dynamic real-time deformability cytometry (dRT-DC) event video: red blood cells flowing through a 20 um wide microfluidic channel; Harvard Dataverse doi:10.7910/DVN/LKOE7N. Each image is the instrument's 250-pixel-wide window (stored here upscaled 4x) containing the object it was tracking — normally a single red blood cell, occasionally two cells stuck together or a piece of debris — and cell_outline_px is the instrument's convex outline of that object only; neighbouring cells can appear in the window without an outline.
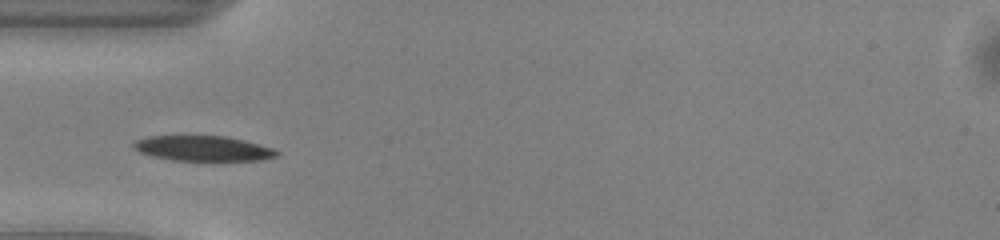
{"species": "common noctule bat (a hibernating species)", "species_latin": "Nyctalus noctula", "temperature_condition": "warm", "stored_images_in_passage": 36, "camera_frame_rate_fps": 3000, "um_per_image_px": 0.085, "animal": {"sex": "male", "body_mass_g": 13.0, "forearm_length_mm": 53.1}, "frame": {"image": 1, "passage_image": 2, "time_ms": 0.333, "image_size_px": [1000, 240], "cell_outline_px": [[280, 156], [260, 160], [172, 160], [152, 156], [140, 152], [132, 148], [132, 144], [136, 140], [148, 136], [228, 136], [244, 140], [272, 148], [280, 152]], "centroid_in_image_um": [17.26, 12.61], "position_along_channel_um": 67.7, "area_um2": 20.98}}
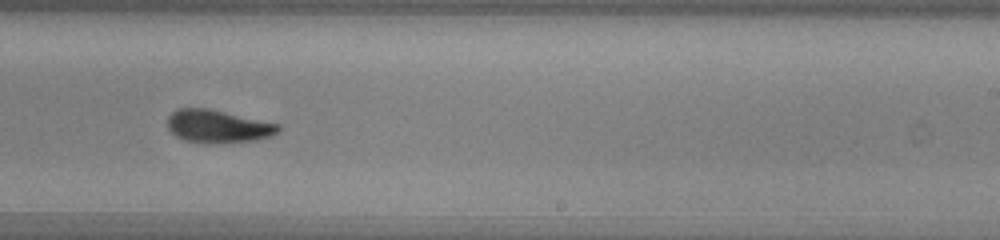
{"frame": {"image": 2, "passage_image": 17, "time_ms": 5.333, "image_size_px": [1000, 240], "cell_outline_px": [[280, 128], [272, 136], [256, 140], [204, 144], [184, 140], [176, 136], [168, 128], [168, 116], [176, 108], [208, 108], [280, 124]], "centroid_in_image_um": [18.5, 10.74], "position_along_channel_um": 270.5, "area_um2": 21.27}}
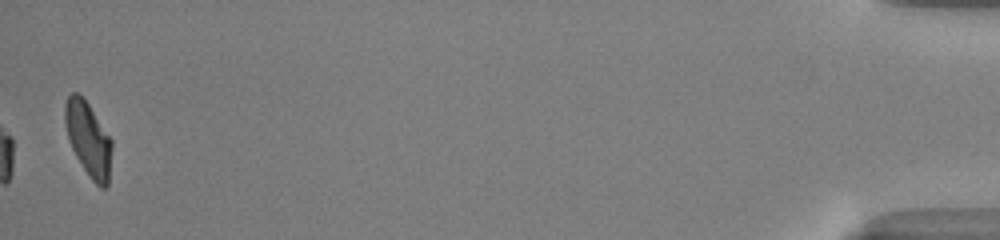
{"frame": {"image": 3, "passage_image": 36, "time_ms": 11.667, "image_size_px": [1000, 240], "cell_outline_px": [[112, 148], [108, 184], [104, 188], [100, 188], [92, 180], [76, 156], [68, 140], [64, 124], [64, 104], [68, 96], [72, 92], [80, 92], [84, 96], [112, 140]], "centroid_in_image_um": [7.49, 11.76], "position_along_channel_um": 427.7, "area_um2": 20.52}, "authors_computed_cell_mechanics": {"area_um2": 21.2704, "velocity_mm_per_s": 4.0574, "shape_relaxation_time_tau1_ms": 3.0802, "shape_relaxation_time_tau2_ms": 2.5196, "deformation_change_tau1": 0.1273, "deformation_change_tau2": 0.0666}}